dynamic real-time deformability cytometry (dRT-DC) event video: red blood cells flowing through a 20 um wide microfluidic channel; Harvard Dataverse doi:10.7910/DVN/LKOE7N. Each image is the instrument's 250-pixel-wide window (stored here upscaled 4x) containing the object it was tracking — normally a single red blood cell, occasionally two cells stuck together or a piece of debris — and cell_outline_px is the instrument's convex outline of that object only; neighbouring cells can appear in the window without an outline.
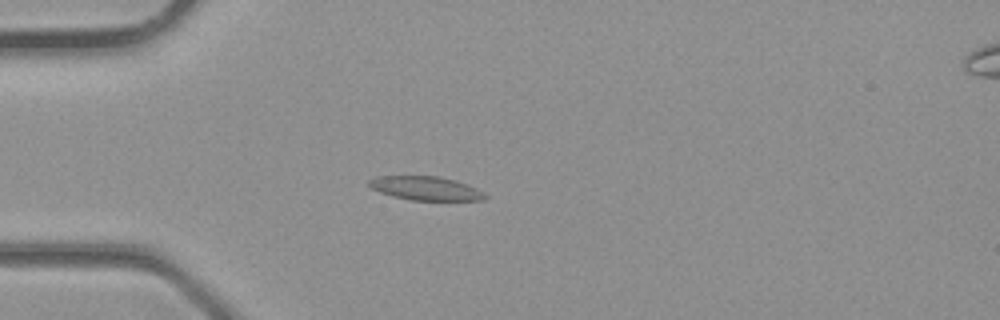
{"species": "common noctule bat (a hibernating species)", "species_latin": "Nyctalus noctula", "temperature_condition": "room temperature", "stored_images_in_passage": 2, "camera_frame_rate_fps": 3000, "um_per_image_px": 0.085, "animal": {"sex": "male", "body_mass_g": 23.1, "forearm_length_mm": 52.7}, "frame": {"image": 1, "passage_image": 2, "time_ms": 0.333, "image_size_px": [1000, 320], "cell_outline_px": [[488, 196], [484, 200], [412, 200], [380, 192], [372, 188], [368, 184], [368, 180], [376, 176], [436, 176], [456, 180], [468, 184], [484, 192]], "centroid_in_image_um": [36.22, 16.0], "position_along_channel_um": 48.8, "area_um2": 16.01}}